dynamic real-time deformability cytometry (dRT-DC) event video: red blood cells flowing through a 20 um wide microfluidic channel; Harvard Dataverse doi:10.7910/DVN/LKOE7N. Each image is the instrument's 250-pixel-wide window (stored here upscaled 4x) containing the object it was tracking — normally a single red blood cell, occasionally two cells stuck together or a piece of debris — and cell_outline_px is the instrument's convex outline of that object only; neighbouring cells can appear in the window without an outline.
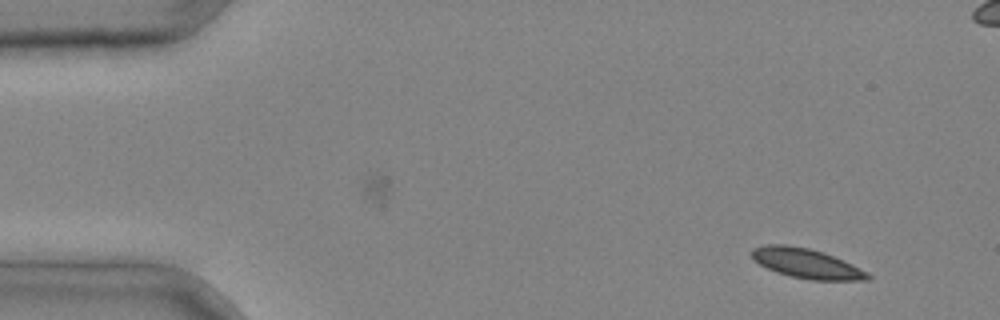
{"species": "common noctule bat (a hibernating species)", "species_latin": "Nyctalus noctula", "temperature_condition": "cold", "stored_images_in_passage": 2, "camera_frame_rate_fps": 3000, "um_per_image_px": 0.085, "animal": {"sex": "male", "body_mass_g": 20.4}, "frame": {"image": 1, "passage_image": 2, "time_ms": 0.333, "image_size_px": [1000, 320], "cell_outline_px": [[872, 276], [868, 280], [812, 280], [792, 276], [776, 272], [752, 260], [752, 248], [764, 244], [788, 244], [808, 248], [824, 252], [852, 264], [868, 272]], "centroid_in_image_um": [68.54, 22.38], "position_along_channel_um": 16.5, "area_um2": 20.11}}